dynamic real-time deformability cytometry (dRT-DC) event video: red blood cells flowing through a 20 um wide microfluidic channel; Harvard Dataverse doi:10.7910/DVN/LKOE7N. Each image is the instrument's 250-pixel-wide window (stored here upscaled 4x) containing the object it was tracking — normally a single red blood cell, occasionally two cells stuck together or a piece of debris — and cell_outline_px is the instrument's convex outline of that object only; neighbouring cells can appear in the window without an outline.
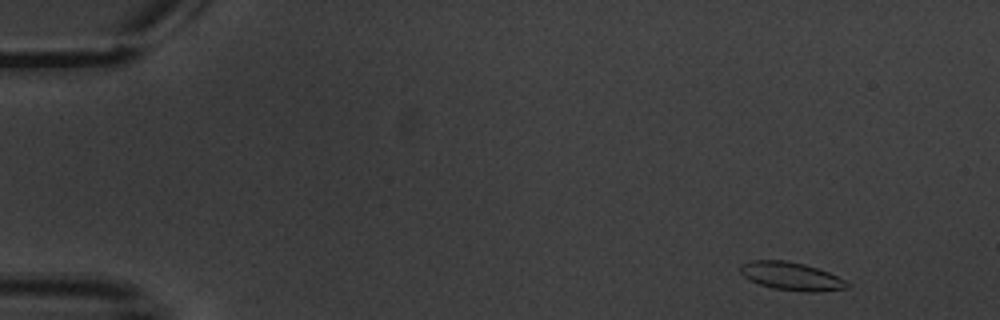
{"species": "common noctule bat (a hibernating species)", "species_latin": "Nyctalus noctula", "temperature_condition": "warm", "stored_images_in_passage": 6, "camera_frame_rate_fps": 3000, "um_per_image_px": 0.085, "animal": {"sex": "male", "body_mass_g": 20.1, "forearm_length_mm": 53.5}, "frame": {"image": 1, "passage_image": 1, "time_ms": 0.0, "image_size_px": [1000, 320], "cell_outline_px": [[852, 284], [848, 288], [812, 292], [808, 292], [772, 288], [748, 280], [740, 272], [740, 264], [752, 260], [784, 260], [804, 264], [828, 272]], "centroid_in_image_um": [67.24, 23.47], "position_along_channel_um": 17.8, "area_um2": 17.4}}